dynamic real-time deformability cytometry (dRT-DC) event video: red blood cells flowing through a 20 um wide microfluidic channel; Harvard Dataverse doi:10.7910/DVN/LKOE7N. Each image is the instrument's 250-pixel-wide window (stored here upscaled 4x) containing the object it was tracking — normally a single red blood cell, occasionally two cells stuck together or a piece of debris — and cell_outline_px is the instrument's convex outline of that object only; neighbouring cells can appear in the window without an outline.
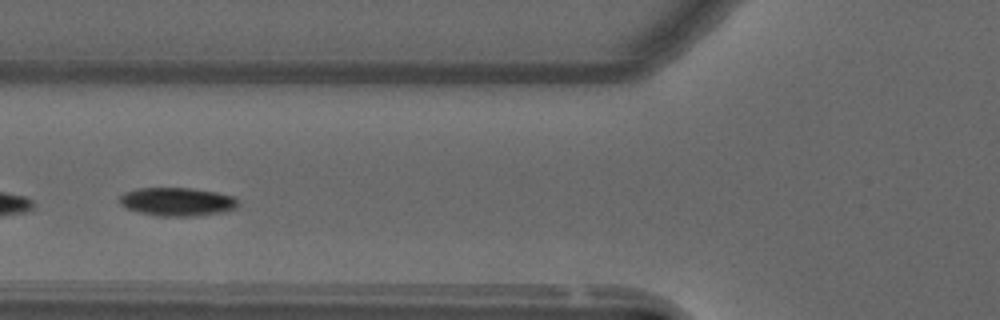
{"species": "common noctule bat (a hibernating species)", "species_latin": "Nyctalus noctula", "temperature_condition": "warm", "stored_images_in_passage": 42, "segment_of_instrument_passage": [2, 2], "camera_frame_rate_fps": 3000, "um_per_image_px": 0.085, "animal": {"sex": "male", "forearm_length_mm": 52.5}, "frame": {"image": 1, "passage_image": 15, "time_ms": 4.667, "image_size_px": [1000, 320], "cell_outline_px": [[240, 204], [236, 208], [228, 212], [196, 216], [156, 216], [124, 208], [120, 204], [120, 196], [124, 192], [140, 188], [192, 188], [216, 192], [232, 196], [240, 200]], "centroid_in_image_um": [15.11, 17.16], "position_along_channel_um": 110.7, "area_um2": 19.94}}
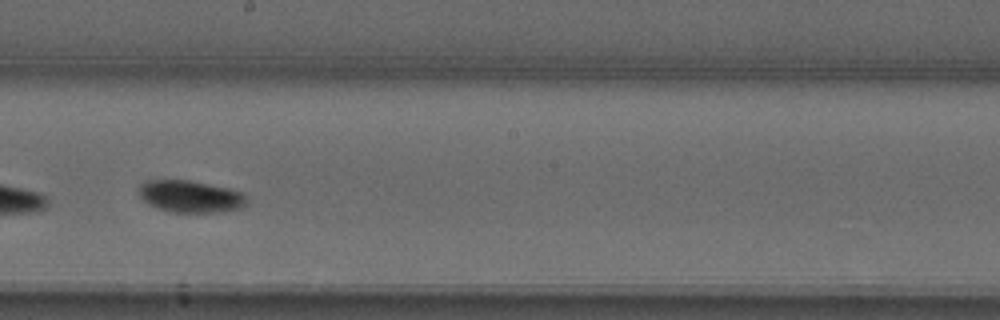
{"frame": {"image": 2, "passage_image": 25, "time_ms": 8.0, "image_size_px": [1000, 320], "cell_outline_px": [[248, 204], [240, 208], [220, 212], [168, 212], [156, 208], [148, 204], [140, 196], [140, 184], [148, 180], [188, 180], [228, 188], [240, 192], [248, 200]], "centroid_in_image_um": [16.18, 16.71], "position_along_channel_um": 232.0, "area_um2": 20.06}}
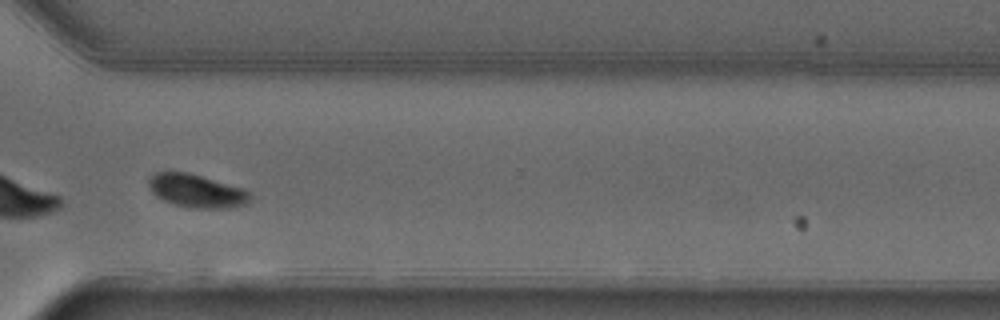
{"frame": {"image": 3, "passage_image": 35, "time_ms": 11.333, "image_size_px": [1000, 320], "cell_outline_px": [[252, 200], [248, 204], [228, 208], [192, 208], [172, 204], [156, 196], [152, 192], [148, 184], [148, 176], [156, 172], [188, 172], [244, 188], [252, 196]], "centroid_in_image_um": [16.72, 16.23], "position_along_channel_um": 353.9, "area_um2": 19.88}}